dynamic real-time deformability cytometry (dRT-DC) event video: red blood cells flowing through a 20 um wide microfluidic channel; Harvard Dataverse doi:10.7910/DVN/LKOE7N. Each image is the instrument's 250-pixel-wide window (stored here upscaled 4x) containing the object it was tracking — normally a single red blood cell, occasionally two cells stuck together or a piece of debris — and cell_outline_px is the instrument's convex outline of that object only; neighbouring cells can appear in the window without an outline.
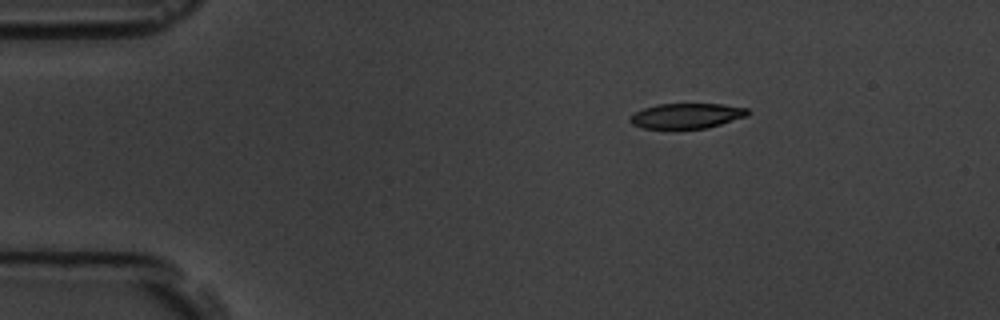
{"species": "common noctule bat (a hibernating species)", "species_latin": "Nyctalus noctula", "temperature_condition": "room temperature", "stored_images_in_passage": 11, "camera_frame_rate_fps": 3000, "um_per_image_px": 0.085, "animal": {"sex": "male", "body_mass_g": 19.5, "forearm_length_mm": 54.6}, "frame": {"image": 1, "passage_image": 6, "time_ms": 1.667, "image_size_px": [1000, 320], "cell_outline_px": [[744, 112], [724, 120], [712, 124], [696, 128], [656, 128], [676, 104], [704, 104], [728, 108]], "centroid_in_image_um": [59.16, 9.86], "position_along_channel_um": 25.8, "area_um2": 10.0}}